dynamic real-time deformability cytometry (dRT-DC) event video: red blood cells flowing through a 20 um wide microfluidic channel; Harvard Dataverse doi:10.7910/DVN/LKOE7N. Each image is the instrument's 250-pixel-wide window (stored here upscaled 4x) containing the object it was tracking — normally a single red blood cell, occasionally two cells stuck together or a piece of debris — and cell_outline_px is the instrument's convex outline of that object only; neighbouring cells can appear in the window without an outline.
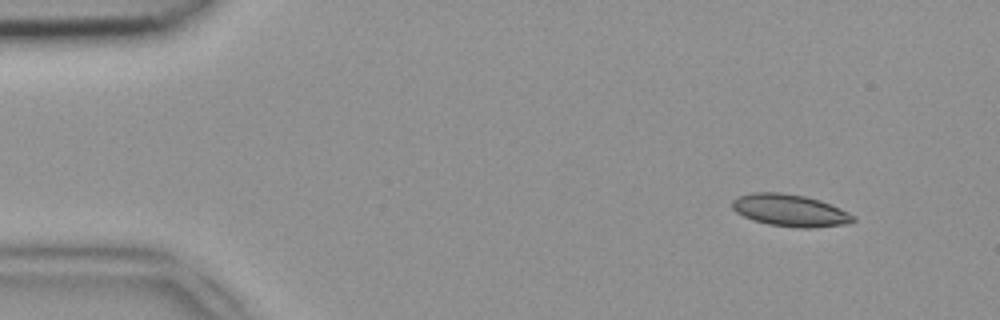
{"species": "common noctule bat (a hibernating species)", "species_latin": "Nyctalus noctula", "temperature_condition": "room temperature", "stored_images_in_passage": 45, "camera_frame_rate_fps": 3000, "um_per_image_px": 0.085, "animal": {"sex": "female", "body_mass_g": 18.4}, "frame": {"image": 1, "passage_image": 1, "time_ms": 0.0, "image_size_px": [1000, 320], "cell_outline_px": [[856, 220], [844, 224], [808, 228], [800, 228], [768, 224], [752, 220], [736, 212], [732, 208], [732, 200], [740, 196], [752, 192], [780, 192], [804, 196], [820, 200], [832, 204], [856, 216]], "centroid_in_image_um": [67.15, 17.88], "position_along_channel_um": 17.8, "area_um2": 22.6}}
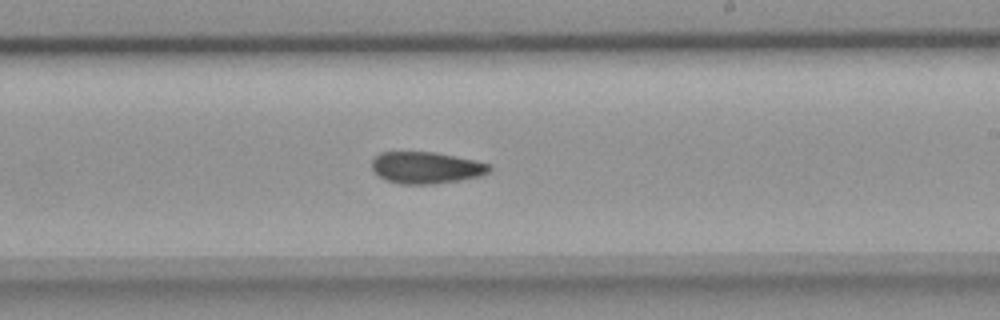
{"frame": {"image": 2, "passage_image": 25, "time_ms": 8.0, "image_size_px": [1000, 320], "cell_outline_px": [[492, 168], [488, 172], [480, 176], [460, 180], [432, 184], [400, 184], [388, 180], [380, 176], [372, 168], [372, 160], [380, 152], [432, 152], [456, 156], [476, 160], [492, 164]], "centroid_in_image_um": [36.27, 14.25], "position_along_channel_um": 252.7, "area_um2": 21.68}}
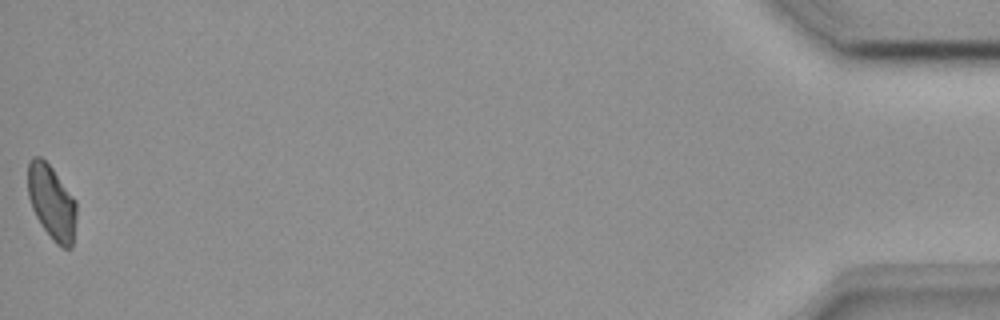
{"frame": {"image": 3, "passage_image": 45, "time_ms": 14.667, "image_size_px": [1000, 320], "cell_outline_px": [[76, 216], [72, 248], [60, 248], [52, 240], [40, 224], [32, 208], [28, 196], [28, 164], [32, 156], [40, 156], [52, 168], [76, 200]], "centroid_in_image_um": [4.39, 17.22], "position_along_channel_um": 430.8, "area_um2": 21.15}}